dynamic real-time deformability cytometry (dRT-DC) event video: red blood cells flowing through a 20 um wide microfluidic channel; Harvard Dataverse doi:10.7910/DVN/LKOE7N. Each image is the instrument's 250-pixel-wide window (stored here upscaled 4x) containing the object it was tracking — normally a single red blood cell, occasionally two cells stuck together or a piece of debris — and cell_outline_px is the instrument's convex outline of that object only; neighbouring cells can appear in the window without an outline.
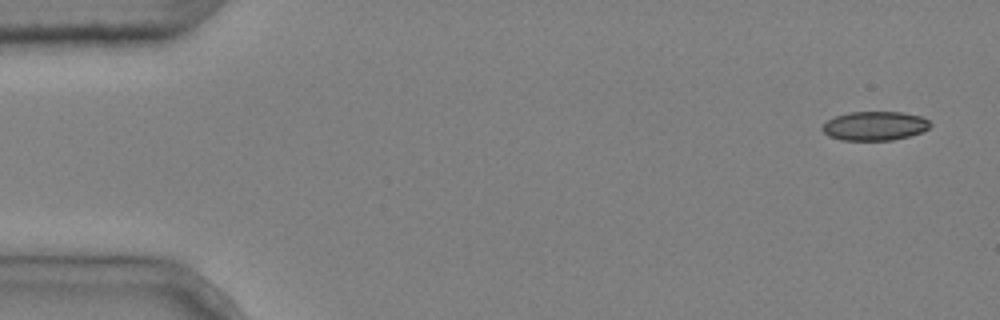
{"species": "common noctule bat (a hibernating species)", "species_latin": "Nyctalus noctula", "temperature_condition": "cold", "stored_images_in_passage": 6, "camera_frame_rate_fps": 3000, "um_per_image_px": 0.085, "animal": {"sex": "male", "body_mass_g": 20.4}, "frame": {"image": 1, "passage_image": 1, "time_ms": 0.0, "image_size_px": [1000, 320], "cell_outline_px": [[932, 124], [928, 128], [920, 132], [908, 136], [892, 140], [840, 140], [828, 136], [820, 128], [828, 120], [836, 116], [848, 112], [900, 112], [920, 116], [928, 120]], "centroid_in_image_um": [74.32, 10.7], "position_along_channel_um": 10.7, "area_um2": 18.15}}
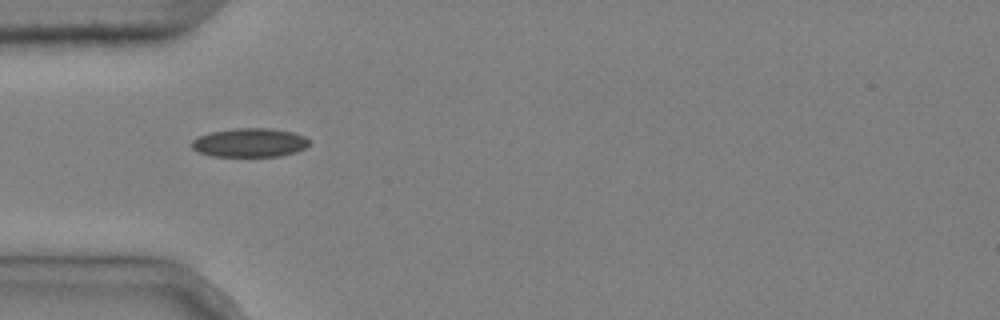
{"frame": {"image": 2, "passage_image": 5, "time_ms": 1.333, "image_size_px": [1000, 320], "cell_outline_px": [[308, 144], [304, 148], [296, 152], [280, 156], [212, 156], [200, 152], [192, 148], [192, 140], [208, 132], [236, 128], [272, 128], [292, 132], [304, 136], [308, 140]], "centroid_in_image_um": [21.22, 12.12], "position_along_channel_um": 63.8, "area_um2": 19.65}}